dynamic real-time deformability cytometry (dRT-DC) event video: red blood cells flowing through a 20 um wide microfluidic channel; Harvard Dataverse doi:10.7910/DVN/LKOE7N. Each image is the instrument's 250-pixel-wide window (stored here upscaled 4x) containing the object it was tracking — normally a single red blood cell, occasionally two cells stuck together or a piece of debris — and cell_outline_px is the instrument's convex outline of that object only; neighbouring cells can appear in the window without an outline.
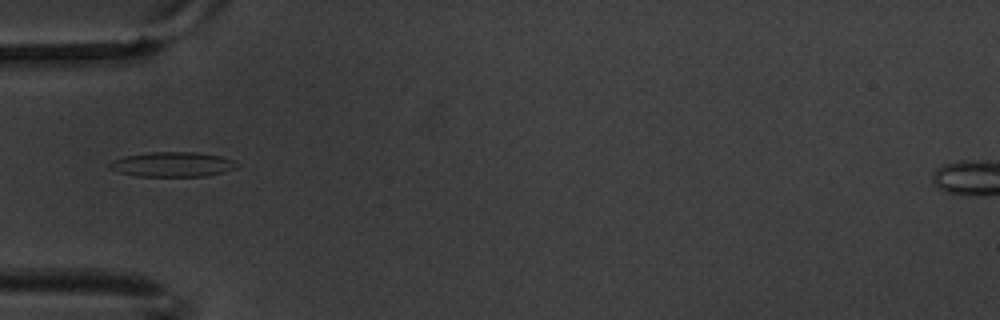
{"species": "common noctule bat (a hibernating species)", "species_latin": "Nyctalus noctula", "temperature_condition": "warm", "stored_images_in_passage": 11, "camera_frame_rate_fps": 3000, "um_per_image_px": 0.085, "animal": {"sex": "male", "body_mass_g": 20.1, "forearm_length_mm": 53.5}, "frame": {"image": 1, "passage_image": 5, "time_ms": 1.333, "image_size_px": [1000, 320], "cell_outline_px": [[240, 164], [236, 168], [224, 172], [204, 176], [136, 176], [120, 172], [108, 168], [108, 164], [112, 160], [124, 156], [148, 152], [196, 152], [220, 156], [236, 160]], "centroid_in_image_um": [14.68, 13.96], "position_along_channel_um": 70.3, "area_um2": 18.55}}
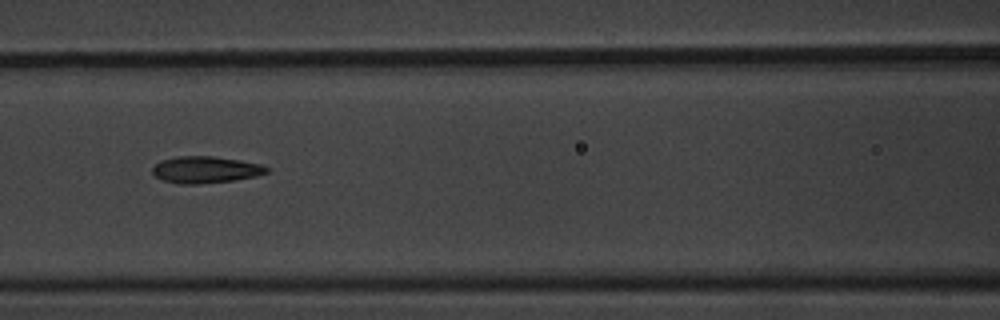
{"frame": {"image": 2, "passage_image": 7, "time_ms": 2.0, "image_size_px": [1000, 320], "cell_outline_px": [[268, 172], [256, 176], [236, 180], [200, 184], [176, 184], [164, 180], [156, 176], [152, 172], [152, 168], [160, 160], [176, 156], [212, 156], [240, 160], [260, 164], [268, 168]], "centroid_in_image_um": [17.45, 14.43], "position_along_channel_um": 149.1, "area_um2": 17.86}}
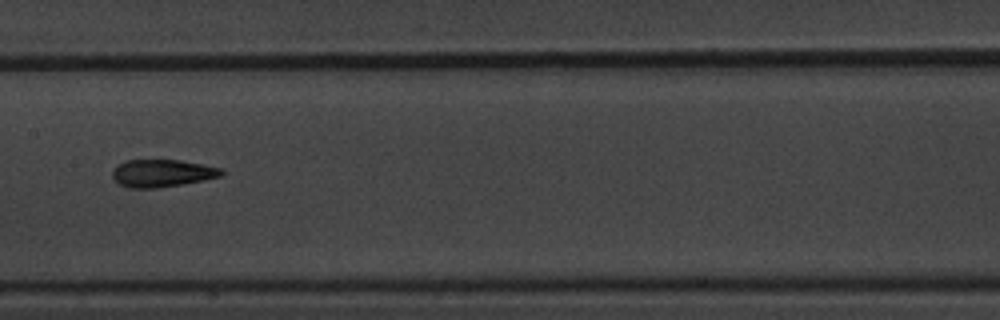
{"frame": {"image": 3, "passage_image": 8, "time_ms": 2.333, "image_size_px": [1000, 320], "cell_outline_px": [[224, 172], [220, 176], [204, 180], [156, 188], [128, 188], [120, 184], [112, 176], [112, 168], [128, 160], [180, 160], [224, 168]], "centroid_in_image_um": [13.79, 14.72], "position_along_channel_um": 193.6, "area_um2": 17.4}}